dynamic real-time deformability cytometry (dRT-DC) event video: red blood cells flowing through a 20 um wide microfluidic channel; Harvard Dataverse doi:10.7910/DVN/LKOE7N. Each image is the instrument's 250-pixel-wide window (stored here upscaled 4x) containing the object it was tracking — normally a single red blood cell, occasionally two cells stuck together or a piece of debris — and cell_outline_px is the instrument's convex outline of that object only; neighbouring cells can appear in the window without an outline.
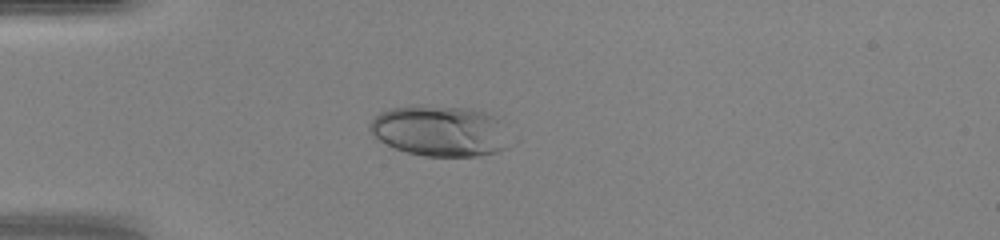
{"species": "human", "species_latin": "Homo sapiens", "temperature_condition": "warm", "stored_images_in_passage": 35, "camera_frame_rate_fps": 3000, "um_per_image_px": 0.085, "donor": {"sex": "female"}, "frame": {"image": 1, "passage_image": 1, "time_ms": 0.0, "image_size_px": [1000, 240], "cell_outline_px": [[512, 144], [508, 148], [496, 152], [476, 156], [424, 156], [408, 152], [396, 148], [380, 140], [368, 128], [368, 124], [380, 112], [392, 108], [408, 104], [420, 104], [468, 108], [484, 112], [492, 116], [496, 120]], "centroid_in_image_um": [37.37, 11.11], "position_along_channel_um": 47.6, "area_um2": 41.38}}
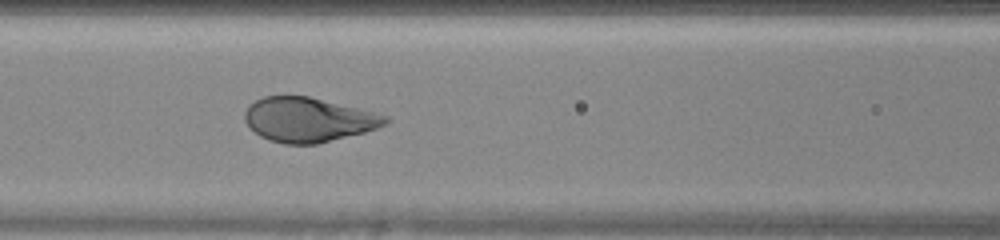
{"frame": {"image": 2, "passage_image": 9, "time_ms": 2.667, "image_size_px": [1000, 240], "cell_outline_px": [[388, 124], [364, 132], [316, 144], [284, 144], [268, 140], [260, 136], [244, 120], [244, 112], [248, 104], [264, 96], [308, 96], [388, 116]], "centroid_in_image_um": [26.16, 10.18], "position_along_channel_um": 140.4, "area_um2": 36.07}}
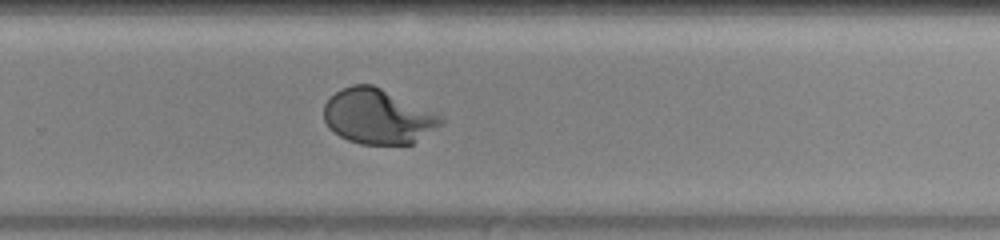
{"frame": {"image": 3, "passage_image": 20, "time_ms": 6.333, "image_size_px": [1000, 240], "cell_outline_px": [[444, 120], [440, 124], [412, 144], [360, 144], [348, 140], [340, 136], [328, 128], [324, 120], [324, 104], [340, 88], [352, 84], [372, 84], [444, 116]], "centroid_in_image_um": [32.09, 9.89], "position_along_channel_um": 297.7, "area_um2": 37.34}, "authors_computed_cell_mechanics": {"area_um2": 37.3388, "velocity_mm_per_s": 4.2969, "shape_relaxation_time_tau1_ms": 2.7635, "shape_relaxation_time_tau2_ms": null, "deformation_change_tau1": 0.2001, "deformation_change_tau2": null}}